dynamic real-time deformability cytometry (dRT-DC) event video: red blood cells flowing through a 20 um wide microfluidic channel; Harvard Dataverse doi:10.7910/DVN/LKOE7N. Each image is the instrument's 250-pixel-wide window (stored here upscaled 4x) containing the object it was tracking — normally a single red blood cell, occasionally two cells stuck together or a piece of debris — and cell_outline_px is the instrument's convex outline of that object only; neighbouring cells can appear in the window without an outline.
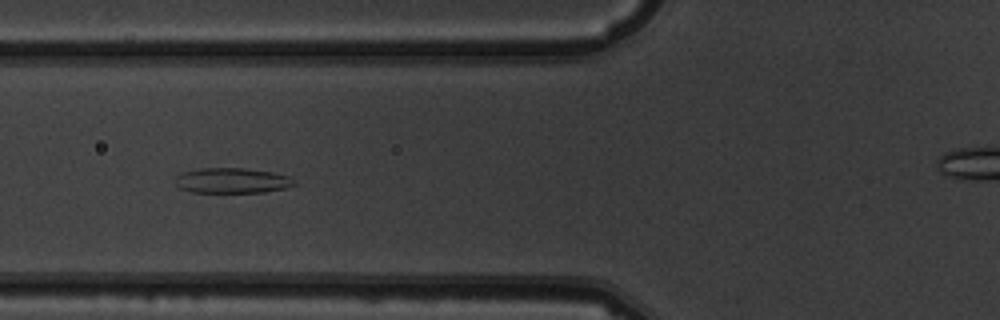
{"species": "common noctule bat (a hibernating species)", "species_latin": "Nyctalus noctula", "temperature_condition": "warm", "stored_images_in_passage": 8, "camera_frame_rate_fps": 3000, "um_per_image_px": 0.085, "animal": {"sex": "male", "body_mass_g": 19.5, "forearm_length_mm": 54.6}, "frame": {"image": 1, "passage_image": 6, "time_ms": 6.667, "image_size_px": [1000, 320], "cell_outline_px": [[296, 184], [284, 188], [264, 192], [192, 192], [180, 188], [172, 180], [180, 172], [200, 168], [244, 168], [272, 172], [288, 176], [296, 180]], "centroid_in_image_um": [19.68, 15.34], "position_along_channel_um": 106.1, "area_um2": 17.63}}
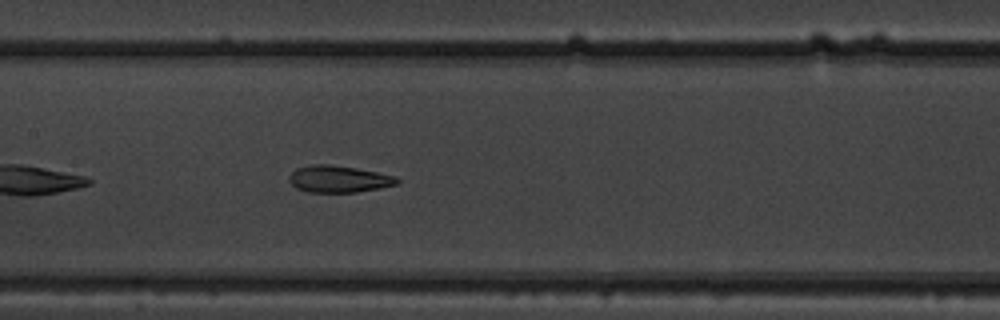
{"frame": {"image": 2, "passage_image": 8, "time_ms": 8.667, "image_size_px": [1000, 320], "cell_outline_px": [[400, 180], [396, 184], [380, 188], [356, 192], [308, 192], [296, 188], [288, 180], [288, 176], [296, 168], [312, 164], [328, 164], [356, 168], [396, 176]], "centroid_in_image_um": [28.76, 15.21], "position_along_channel_um": 178.6, "area_um2": 16.88}}